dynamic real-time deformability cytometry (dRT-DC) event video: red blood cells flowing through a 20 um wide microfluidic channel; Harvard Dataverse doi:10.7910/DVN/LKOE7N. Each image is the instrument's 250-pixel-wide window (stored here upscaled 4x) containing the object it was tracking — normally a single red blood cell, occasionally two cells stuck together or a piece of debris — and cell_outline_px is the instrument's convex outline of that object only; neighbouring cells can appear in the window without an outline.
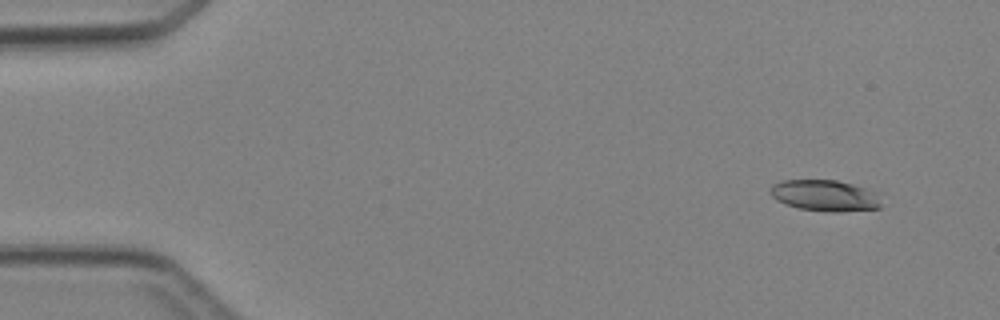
{"species": "Egyptian fruit bat (a non-hibernating species)", "species_latin": "Rousettus aegyptiacus", "temperature_condition": "cold", "stored_images_in_passage": 4, "camera_frame_rate_fps": 3000, "um_per_image_px": 0.085, "animal": {"sex": "female"}, "frame": {"image": 1, "passage_image": 1, "time_ms": 0.0, "image_size_px": [1000, 320], "cell_outline_px": [[880, 208], [840, 212], [824, 212], [800, 208], [776, 200], [768, 192], [768, 188], [772, 184], [784, 180], [836, 180], [852, 184], [876, 192], [880, 204]], "centroid_in_image_um": [70.07, 16.62], "position_along_channel_um": 14.9, "area_um2": 20.17}}
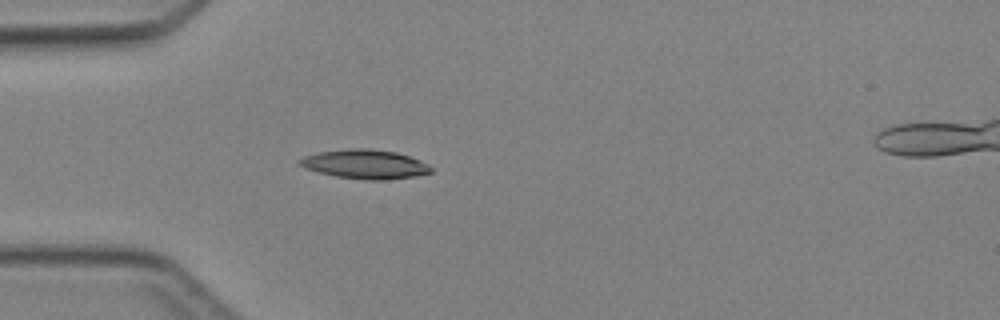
{"frame": {"image": 2, "passage_image": 4, "time_ms": 3.333, "image_size_px": [1000, 320], "cell_outline_px": [[432, 172], [416, 176], [384, 180], [368, 180], [336, 176], [304, 168], [296, 164], [296, 160], [304, 156], [316, 152], [348, 148], [364, 148], [396, 152], [420, 160], [428, 164], [432, 168]], "centroid_in_image_um": [30.98, 13.95], "position_along_channel_um": 54.0, "area_um2": 22.43}}